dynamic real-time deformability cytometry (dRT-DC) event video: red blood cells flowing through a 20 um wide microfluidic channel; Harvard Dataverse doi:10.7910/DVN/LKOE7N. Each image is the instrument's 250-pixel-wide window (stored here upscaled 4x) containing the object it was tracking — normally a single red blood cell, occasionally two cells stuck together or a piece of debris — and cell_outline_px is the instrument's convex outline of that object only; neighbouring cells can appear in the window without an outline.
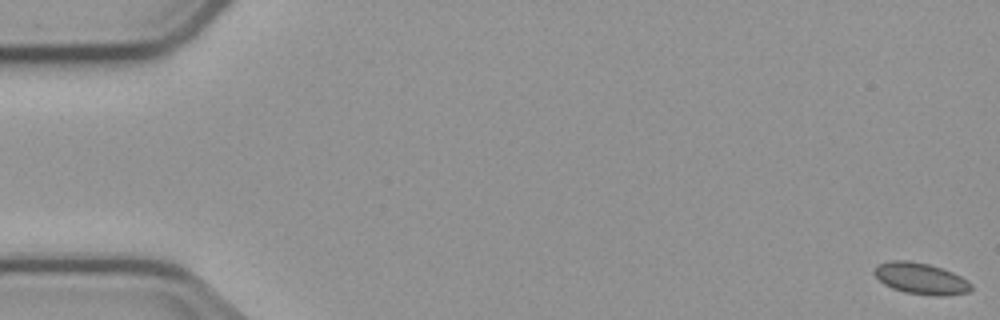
{"species": "common noctule bat (a hibernating species)", "species_latin": "Nyctalus noctula", "temperature_condition": "cold", "stored_images_in_passage": 5, "camera_frame_rate_fps": 3000, "um_per_image_px": 0.085, "animal": {"sex": "male", "body_mass_g": 23.1, "forearm_length_mm": 52.7}, "frame": {"image": 1, "passage_image": 1, "time_ms": 0.0, "image_size_px": [1000, 320], "cell_outline_px": [[972, 288], [968, 292], [944, 296], [932, 296], [904, 292], [892, 288], [884, 284], [872, 272], [876, 264], [892, 260], [908, 260], [928, 264], [952, 272], [968, 280], [972, 284]], "centroid_in_image_um": [78.25, 23.68], "position_along_channel_um": 6.7, "area_um2": 17.8}}
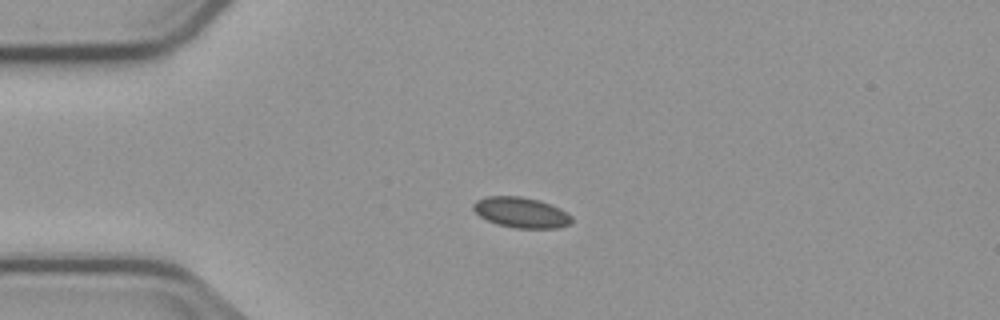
{"frame": {"image": 2, "passage_image": 4, "time_ms": 4.333, "image_size_px": [1000, 320], "cell_outline_px": [[572, 224], [556, 228], [516, 228], [496, 224], [480, 216], [472, 208], [472, 204], [476, 200], [488, 196], [520, 196], [540, 200], [560, 208], [572, 216]], "centroid_in_image_um": [44.31, 18.06], "position_along_channel_um": 40.7, "area_um2": 17.57}}